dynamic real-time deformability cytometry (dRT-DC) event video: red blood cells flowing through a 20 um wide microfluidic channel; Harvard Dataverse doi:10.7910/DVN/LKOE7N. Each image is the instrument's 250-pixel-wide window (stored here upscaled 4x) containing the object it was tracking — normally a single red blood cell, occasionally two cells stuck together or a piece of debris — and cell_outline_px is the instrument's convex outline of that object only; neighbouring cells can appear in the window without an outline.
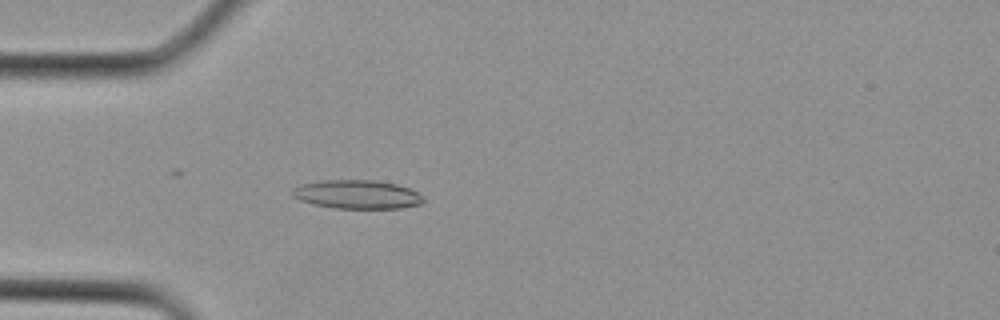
{"species": "Egyptian fruit bat (a non-hibernating species)", "species_latin": "Rousettus aegyptiacus", "temperature_condition": "cold", "stored_images_in_passage": 2, "camera_frame_rate_fps": 3000, "um_per_image_px": 0.085, "animal": {"sex": "female"}, "frame": {"image": 1, "passage_image": 2, "time_ms": 0.333, "image_size_px": [1000, 320], "cell_outline_px": [[424, 200], [420, 204], [400, 208], [336, 208], [312, 204], [300, 200], [292, 196], [292, 188], [300, 184], [324, 180], [372, 180], [396, 184], [408, 188], [424, 196]], "centroid_in_image_um": [30.33, 16.52], "position_along_channel_um": 54.7, "area_um2": 21.85}}